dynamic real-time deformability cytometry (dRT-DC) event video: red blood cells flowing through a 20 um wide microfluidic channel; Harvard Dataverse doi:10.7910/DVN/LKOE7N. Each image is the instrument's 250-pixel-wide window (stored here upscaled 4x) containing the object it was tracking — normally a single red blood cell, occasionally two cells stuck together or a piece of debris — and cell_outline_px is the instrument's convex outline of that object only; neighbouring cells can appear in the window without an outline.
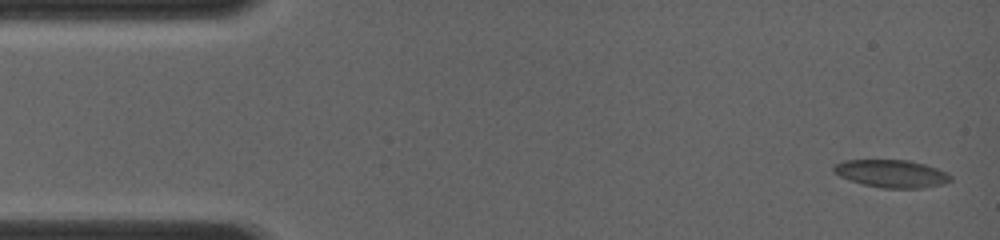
{"species": "common noctule bat (a hibernating species)", "species_latin": "Nyctalus noctula", "temperature_condition": "room temperature", "stored_images_in_passage": 12, "camera_frame_rate_fps": 4000, "um_per_image_px": 0.085, "animal": {"sex": "female", "body_mass_g": 19.0, "forearm_length_mm": 56.7}, "frame": {"image": 1, "passage_image": 1, "time_ms": 0.0, "image_size_px": [1000, 240], "cell_outline_px": [[952, 180], [944, 184], [920, 188], [884, 188], [864, 184], [840, 176], [832, 172], [832, 168], [836, 164], [844, 160], [908, 160], [924, 164], [948, 172], [952, 176]], "centroid_in_image_um": [75.81, 14.75], "position_along_channel_um": 9.2, "area_um2": 18.79}}
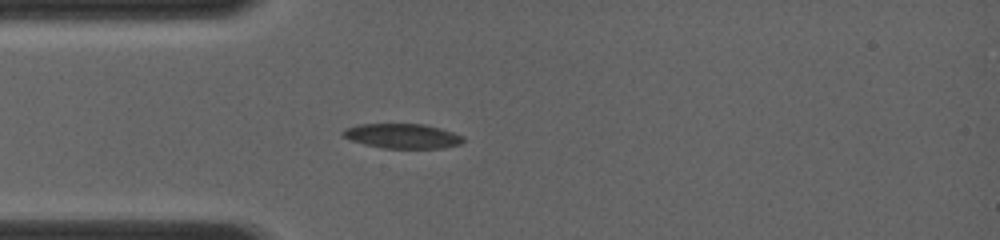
{"frame": {"image": 2, "passage_image": 9, "time_ms": 3.5, "image_size_px": [1000, 240], "cell_outline_px": [[464, 140], [460, 144], [444, 148], [384, 148], [364, 144], [352, 140], [344, 136], [340, 132], [344, 128], [356, 124], [424, 124], [440, 128], [464, 136]], "centroid_in_image_um": [34.2, 11.55], "position_along_channel_um": 50.8, "area_um2": 17.34}}
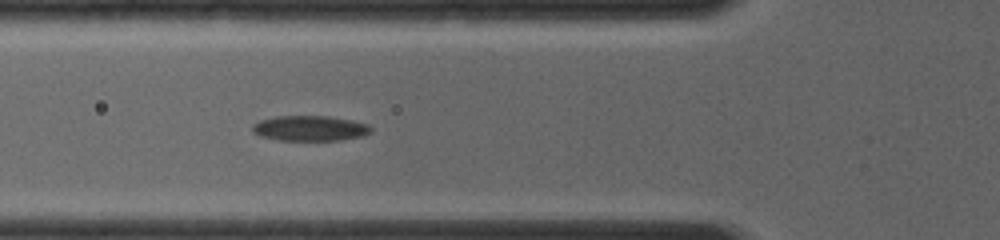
{"frame": {"image": 3, "passage_image": 12, "time_ms": 4.75, "image_size_px": [1000, 240], "cell_outline_px": [[372, 132], [364, 136], [340, 140], [276, 140], [260, 136], [252, 132], [252, 124], [260, 120], [276, 116], [328, 116], [352, 120], [368, 124], [372, 128]], "centroid_in_image_um": [26.35, 10.9], "position_along_channel_um": 99.5, "area_um2": 17.63}}